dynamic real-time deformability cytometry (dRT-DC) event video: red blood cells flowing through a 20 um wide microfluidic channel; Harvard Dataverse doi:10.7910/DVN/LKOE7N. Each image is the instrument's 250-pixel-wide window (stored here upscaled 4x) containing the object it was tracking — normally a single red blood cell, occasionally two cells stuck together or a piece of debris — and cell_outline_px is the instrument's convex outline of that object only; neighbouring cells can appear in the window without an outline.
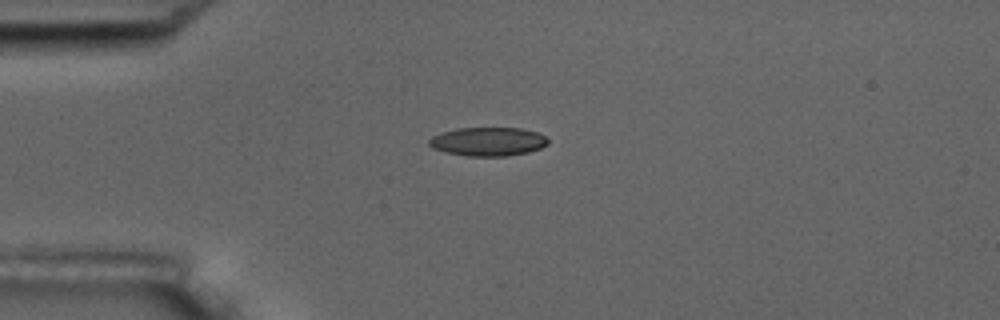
{"species": "common noctule bat (a hibernating species)", "species_latin": "Nyctalus noctula", "temperature_condition": "room temperature", "stored_images_in_passage": 12, "camera_frame_rate_fps": 3000, "um_per_image_px": 0.085, "animal": {"sex": "male", "body_mass_g": 17.5, "forearm_length_mm": 52.3}, "frame": {"image": 1, "passage_image": 1, "time_ms": 0.0, "image_size_px": [1000, 320], "cell_outline_px": [[548, 144], [540, 148], [528, 152], [508, 156], [468, 156], [444, 152], [432, 148], [428, 144], [428, 140], [432, 136], [440, 132], [456, 128], [520, 128], [536, 132], [544, 136], [548, 140]], "centroid_in_image_um": [41.43, 12.03], "position_along_channel_um": 43.6, "area_um2": 20.0}}
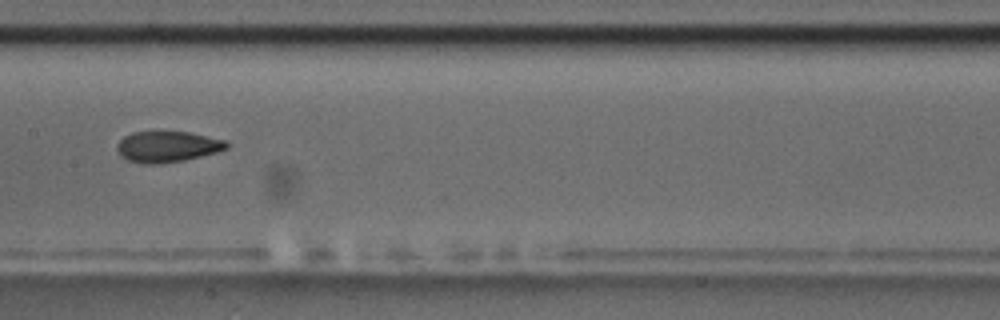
{"frame": {"image": 2, "passage_image": 5, "time_ms": 4.667, "image_size_px": [1000, 320], "cell_outline_px": [[228, 148], [216, 152], [184, 160], [156, 164], [144, 164], [128, 160], [116, 148], [116, 144], [124, 136], [132, 132], [188, 132], [228, 140]], "centroid_in_image_um": [14.25, 12.46], "position_along_channel_um": 193.1, "area_um2": 19.59}}
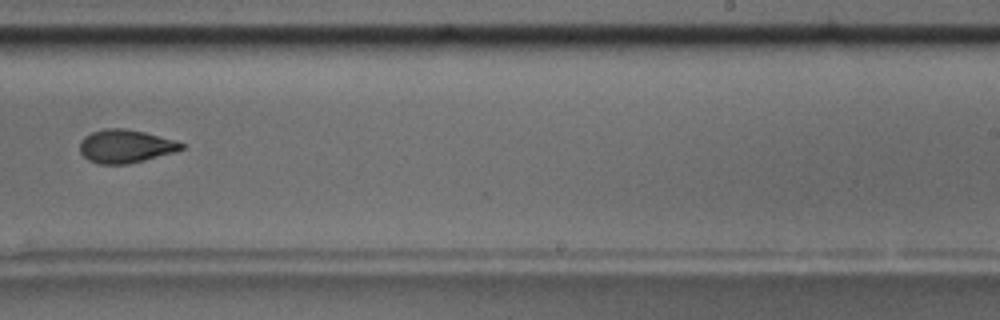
{"frame": {"image": 3, "passage_image": 7, "time_ms": 7.0, "image_size_px": [1000, 320], "cell_outline_px": [[184, 148], [172, 152], [144, 160], [128, 164], [100, 164], [88, 160], [80, 152], [80, 140], [84, 136], [92, 132], [104, 128], [124, 128], [144, 132], [176, 140], [184, 144]], "centroid_in_image_um": [10.63, 12.42], "position_along_channel_um": 278.4, "area_um2": 19.59}, "authors_computed_cell_mechanics": {"area_um2": 19.7387, "velocity_mm_per_s": 3.6528, "shape_relaxation_time_tau1_ms": 7.5402, "shape_relaxation_time_tau2_ms": null, "deformation_change_tau1": 0.1872, "deformation_change_tau2": null}}